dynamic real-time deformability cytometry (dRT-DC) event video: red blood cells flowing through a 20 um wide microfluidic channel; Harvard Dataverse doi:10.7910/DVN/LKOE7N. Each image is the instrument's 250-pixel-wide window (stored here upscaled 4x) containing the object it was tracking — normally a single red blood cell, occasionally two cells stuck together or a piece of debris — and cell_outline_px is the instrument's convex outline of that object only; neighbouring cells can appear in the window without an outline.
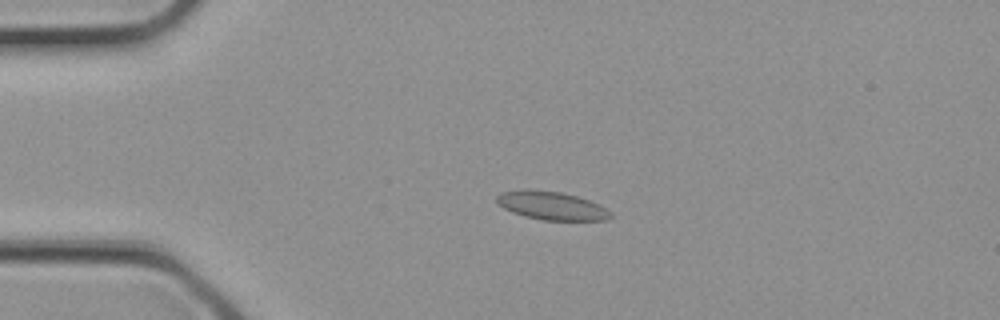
{"species": "common noctule bat (a hibernating species)", "species_latin": "Nyctalus noctula", "temperature_condition": "cold", "stored_images_in_passage": 2, "camera_frame_rate_fps": 3000, "um_per_image_px": 0.085, "animal": {"sex": "female", "body_mass_g": 21.9}, "frame": {"image": 1, "passage_image": 2, "time_ms": 0.333, "image_size_px": [1000, 320], "cell_outline_px": [[612, 216], [608, 220], [540, 220], [524, 216], [512, 212], [504, 208], [496, 200], [496, 196], [500, 192], [528, 188], [560, 192], [576, 196], [588, 200], [612, 212]], "centroid_in_image_um": [46.84, 17.47], "position_along_channel_um": 38.2, "area_um2": 18.79}}